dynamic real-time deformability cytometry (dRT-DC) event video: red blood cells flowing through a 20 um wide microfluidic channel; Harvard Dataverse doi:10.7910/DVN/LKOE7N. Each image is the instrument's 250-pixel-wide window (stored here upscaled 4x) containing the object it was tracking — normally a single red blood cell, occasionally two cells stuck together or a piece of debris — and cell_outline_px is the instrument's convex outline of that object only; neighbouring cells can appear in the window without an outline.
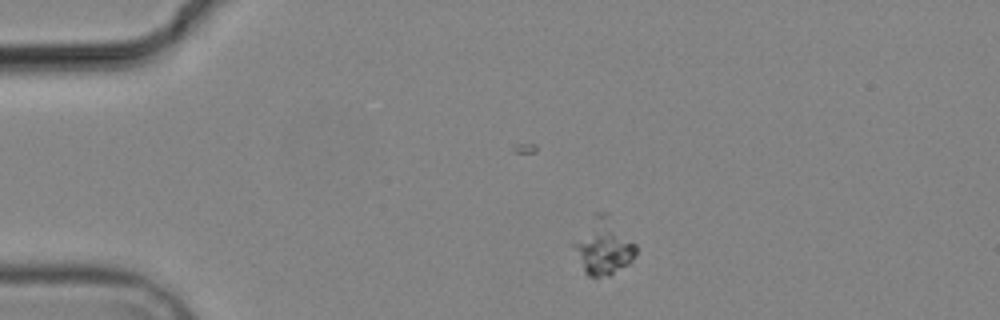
{"species": "common noctule bat (a hibernating species)", "species_latin": "Nyctalus noctula", "temperature_condition": "cold", "stored_images_in_passage": 3, "camera_frame_rate_fps": 3000, "um_per_image_px": 0.085, "animal": {"sex": "male", "body_mass_g": 19.2, "forearm_length_mm": 51.8}, "frame": {"image": 1, "passage_image": 1, "time_ms": 0.0, "image_size_px": [1000, 320], "cell_outline_px": [[636, 252], [632, 260], [628, 264], [608, 276], [588, 276], [584, 272], [572, 244], [604, 232], [608, 232], [636, 244]], "centroid_in_image_um": [51.36, 21.59], "position_along_channel_um": 33.6, "area_um2": 14.28}}